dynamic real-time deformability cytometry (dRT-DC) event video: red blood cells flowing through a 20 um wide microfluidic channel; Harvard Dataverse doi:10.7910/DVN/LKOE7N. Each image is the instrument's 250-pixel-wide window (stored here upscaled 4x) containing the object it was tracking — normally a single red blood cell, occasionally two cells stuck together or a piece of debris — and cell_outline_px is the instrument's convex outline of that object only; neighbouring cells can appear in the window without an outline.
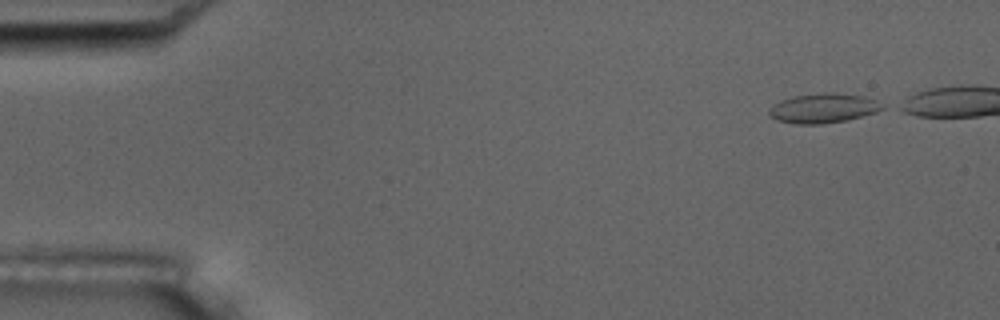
{"species": "common noctule bat (a hibernating species)", "species_latin": "Nyctalus noctula", "temperature_condition": "room temperature", "stored_images_in_passage": 5, "camera_frame_rate_fps": 3000, "um_per_image_px": 0.085, "animal": {"sex": "male", "body_mass_g": 17.5, "forearm_length_mm": 52.3}, "frame": {"image": 1, "passage_image": 1, "time_ms": 0.0, "image_size_px": [1000, 320], "cell_outline_px": [[888, 104], [884, 108], [876, 112], [848, 120], [820, 124], [796, 124], [776, 120], [768, 116], [768, 108], [772, 104], [780, 100], [792, 96], [824, 92], [832, 92], [864, 96]], "centroid_in_image_um": [69.97, 9.19], "position_along_channel_um": 15.0, "area_um2": 19.94}}